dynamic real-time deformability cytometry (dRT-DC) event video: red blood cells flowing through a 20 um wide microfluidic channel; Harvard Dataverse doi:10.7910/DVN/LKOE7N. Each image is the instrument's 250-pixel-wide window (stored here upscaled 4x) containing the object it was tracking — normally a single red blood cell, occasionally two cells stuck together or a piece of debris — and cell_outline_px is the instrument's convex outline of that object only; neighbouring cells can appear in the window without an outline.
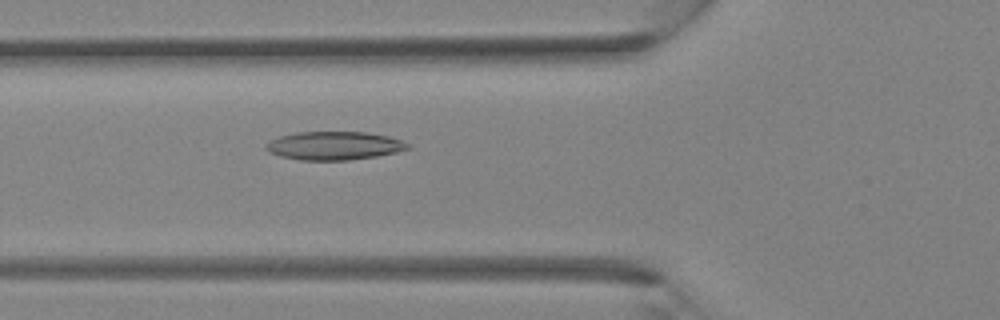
{"species": "Egyptian fruit bat (a non-hibernating species)", "species_latin": "Rousettus aegyptiacus", "temperature_condition": "room temperature", "stored_images_in_passage": 31, "camera_frame_rate_fps": 3000, "um_per_image_px": 0.085, "animal": {"sex": "female"}, "frame": {"image": 1, "passage_image": 7, "time_ms": 2.0, "image_size_px": [1000, 320], "cell_outline_px": [[412, 148], [396, 152], [376, 156], [348, 160], [300, 160], [280, 156], [268, 152], [264, 148], [264, 144], [280, 136], [296, 132], [364, 132], [388, 136], [400, 140], [408, 144]], "centroid_in_image_um": [28.37, 12.38], "position_along_channel_um": 97.4, "area_um2": 23.41}}
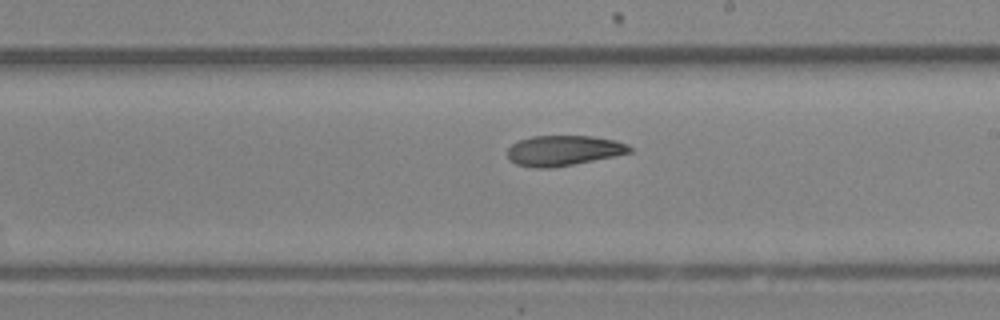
{"frame": {"image": 2, "passage_image": 15, "time_ms": 4.667, "image_size_px": [1000, 320], "cell_outline_px": [[632, 152], [552, 168], [532, 168], [516, 164], [508, 156], [508, 148], [512, 144], [520, 140], [532, 136], [592, 136], [616, 140], [628, 144], [632, 148]], "centroid_in_image_um": [47.9, 12.79], "position_along_channel_um": 241.1, "area_um2": 21.39}}
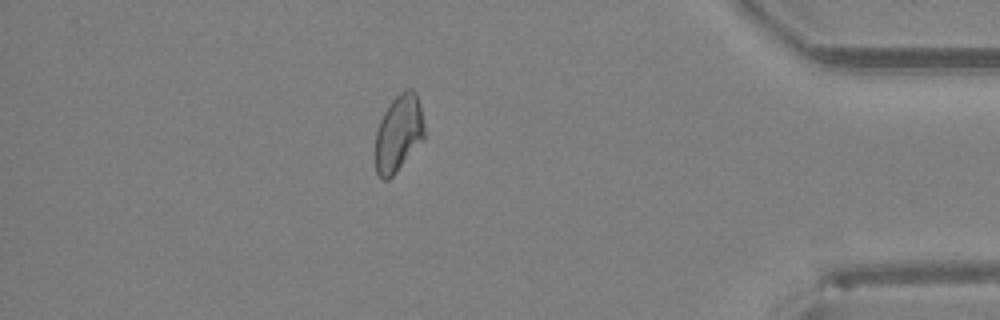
{"frame": {"image": 3, "passage_image": 26, "time_ms": 8.333, "image_size_px": [1000, 320], "cell_outline_px": [[424, 140], [396, 172], [388, 180], [380, 180], [376, 172], [376, 132], [380, 120], [384, 112], [392, 100], [404, 88], [412, 88], [416, 92], [420, 104], [424, 124]], "centroid_in_image_um": [33.89, 11.32], "position_along_channel_um": 401.3, "area_um2": 22.14}}